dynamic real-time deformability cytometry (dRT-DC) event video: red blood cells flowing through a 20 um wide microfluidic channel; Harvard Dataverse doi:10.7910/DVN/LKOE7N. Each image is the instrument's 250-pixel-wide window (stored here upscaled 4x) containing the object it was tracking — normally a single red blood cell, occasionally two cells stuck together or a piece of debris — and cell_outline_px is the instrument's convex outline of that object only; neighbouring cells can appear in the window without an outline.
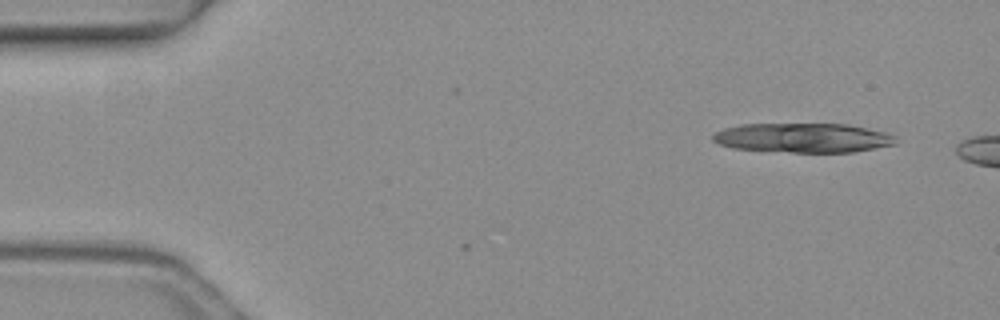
{"species": "common noctule bat (a hibernating species)", "species_latin": "Nyctalus noctula", "temperature_condition": "warm", "stored_images_in_passage": 3, "segment_of_instrument_passage": [2, 2], "camera_frame_rate_fps": 3000, "um_per_image_px": 0.085, "animal": {"sex": "female", "body_mass_g": 19.3, "forearm_length_mm": 54.1}, "frame": {"image": 1, "passage_image": 3, "time_ms": 0.667, "image_size_px": [1000, 320], "cell_outline_px": [[896, 144], [852, 152], [792, 152], [732, 148], [720, 144], [712, 140], [712, 136], [716, 132], [724, 128], [740, 124], [848, 124], [884, 132], [896, 136]], "centroid_in_image_um": [68.25, 11.71], "position_along_channel_um": 16.8, "area_um2": 31.21}}